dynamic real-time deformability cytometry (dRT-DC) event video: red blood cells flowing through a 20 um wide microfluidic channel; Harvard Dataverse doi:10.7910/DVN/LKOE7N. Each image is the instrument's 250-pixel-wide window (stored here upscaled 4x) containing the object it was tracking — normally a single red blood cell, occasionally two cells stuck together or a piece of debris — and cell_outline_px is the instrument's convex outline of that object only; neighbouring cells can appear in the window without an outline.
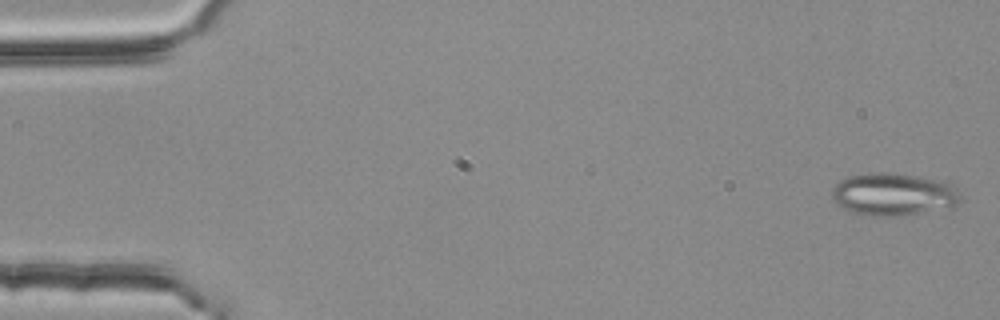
{"species": "common noctule bat (a hibernating species)", "species_latin": "Nyctalus noctula", "temperature_condition": "room temperature", "stored_images_in_passage": 4, "camera_frame_rate_fps": 3000, "um_per_image_px": 0.085, "animal": {"sex": "female", "body_mass_g": 25.1}, "frame": {"image": 1, "passage_image": 1, "time_ms": 0.0, "image_size_px": [1000, 320], "cell_outline_px": [[960, 204], [948, 208], [904, 216], [860, 216], [848, 212], [836, 204], [832, 200], [832, 188], [840, 180], [848, 176], [876, 172], [884, 172], [920, 176], [936, 180], [948, 184], [956, 188], [960, 196]], "centroid_in_image_um": [75.89, 16.55], "position_along_channel_um": 9.1, "area_um2": 32.37}}